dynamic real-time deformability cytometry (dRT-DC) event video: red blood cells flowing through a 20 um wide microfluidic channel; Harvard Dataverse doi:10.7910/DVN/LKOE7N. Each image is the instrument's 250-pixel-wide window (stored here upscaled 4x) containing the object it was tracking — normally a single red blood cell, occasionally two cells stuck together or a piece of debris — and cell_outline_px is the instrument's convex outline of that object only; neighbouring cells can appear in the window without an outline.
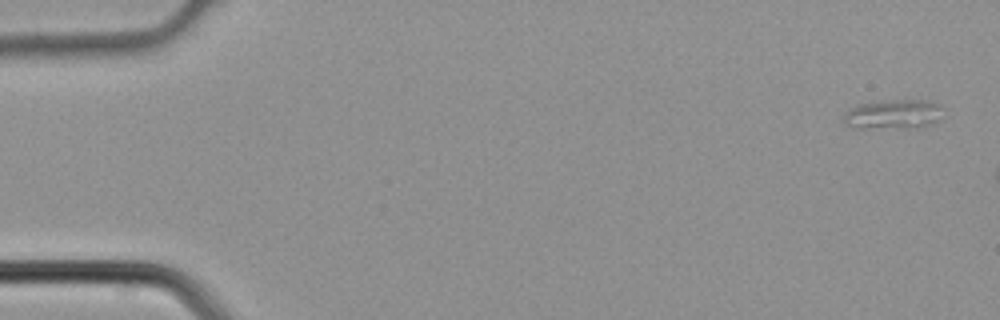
{"species": "common noctule bat (a hibernating species)", "species_latin": "Nyctalus noctula", "temperature_condition": "cold", "stored_images_in_passage": 4, "camera_frame_rate_fps": 3000, "um_per_image_px": 0.085, "animal": {"sex": "male", "body_mass_g": 21.5, "forearm_length_mm": 52.0}, "frame": {"image": 1, "passage_image": 1, "time_ms": 0.0, "image_size_px": [1000, 320], "cell_outline_px": [[940, 104], [936, 120], [928, 124], [912, 128], [856, 128], [844, 124], [844, 112], [860, 104], [880, 100], [928, 100]], "centroid_in_image_um": [75.84, 9.71], "position_along_channel_um": 9.2, "area_um2": 16.82}}